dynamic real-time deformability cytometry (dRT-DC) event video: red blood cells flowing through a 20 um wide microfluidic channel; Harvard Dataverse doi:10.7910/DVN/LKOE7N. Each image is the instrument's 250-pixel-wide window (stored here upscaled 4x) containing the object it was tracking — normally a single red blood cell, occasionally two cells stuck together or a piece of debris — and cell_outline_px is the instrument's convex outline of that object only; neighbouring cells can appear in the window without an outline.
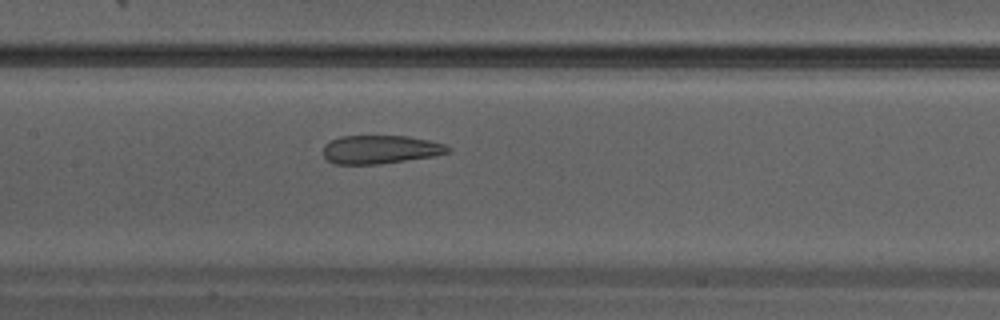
{"species": "Egyptian fruit bat (a non-hibernating species)", "species_latin": "Rousettus aegyptiacus", "temperature_condition": "warm", "stored_images_in_passage": 26, "camera_frame_rate_fps": 3000, "um_per_image_px": 0.085, "animal": {"sex": "male"}, "frame": {"image": 1, "passage_image": 8, "time_ms": 2.333, "image_size_px": [1000, 320], "cell_outline_px": [[452, 152], [436, 156], [380, 164], [332, 164], [324, 156], [324, 144], [340, 136], [408, 136], [428, 140], [444, 144], [452, 148]], "centroid_in_image_um": [32.37, 12.71], "position_along_channel_um": 175.0, "area_um2": 20.87}}
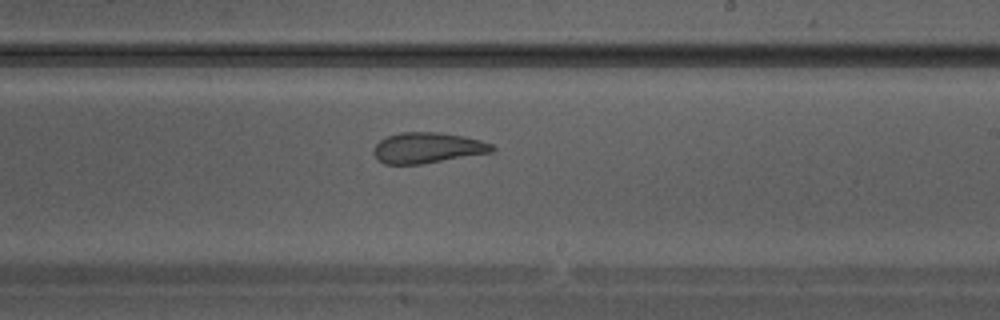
{"frame": {"image": 2, "passage_image": 12, "time_ms": 3.667, "image_size_px": [1000, 320], "cell_outline_px": [[496, 148], [492, 152], [420, 164], [384, 164], [376, 160], [372, 152], [376, 144], [380, 140], [388, 136], [400, 132], [440, 132], [464, 136], [480, 140], [492, 144]], "centroid_in_image_um": [36.31, 12.56], "position_along_channel_um": 252.7, "area_um2": 21.21}}